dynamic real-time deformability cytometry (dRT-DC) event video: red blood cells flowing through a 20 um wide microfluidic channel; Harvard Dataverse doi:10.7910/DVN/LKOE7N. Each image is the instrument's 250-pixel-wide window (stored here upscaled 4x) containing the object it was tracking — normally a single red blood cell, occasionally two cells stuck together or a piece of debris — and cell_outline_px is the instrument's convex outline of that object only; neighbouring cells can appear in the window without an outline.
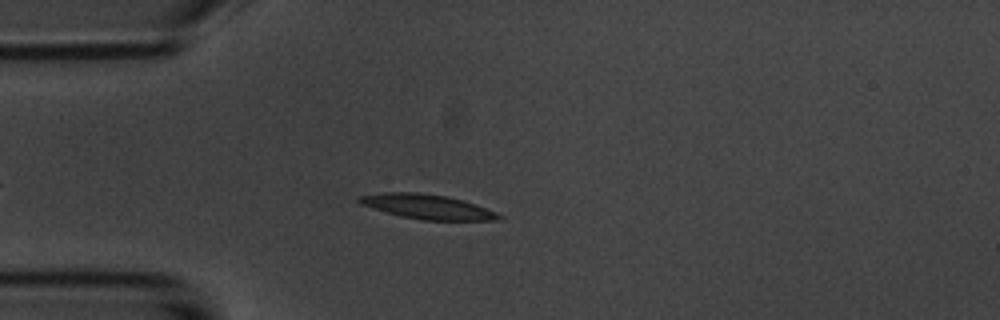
{"species": "common noctule bat (a hibernating species)", "species_latin": "Nyctalus noctula", "temperature_condition": "room temperature", "stored_images_in_passage": 3, "camera_frame_rate_fps": 3000, "um_per_image_px": 0.085, "animal": {"sex": "male", "body_mass_g": 20.1, "forearm_length_mm": 53.5}, "frame": {"image": 1, "passage_image": 3, "time_ms": 2.333, "image_size_px": [1000, 320], "cell_outline_px": [[504, 216], [500, 220], [424, 220], [400, 216], [372, 208], [360, 204], [356, 200], [360, 196], [384, 192], [416, 192], [448, 196], [464, 200], [496, 212]], "centroid_in_image_um": [36.33, 17.57], "position_along_channel_um": 48.7, "area_um2": 20.0}}